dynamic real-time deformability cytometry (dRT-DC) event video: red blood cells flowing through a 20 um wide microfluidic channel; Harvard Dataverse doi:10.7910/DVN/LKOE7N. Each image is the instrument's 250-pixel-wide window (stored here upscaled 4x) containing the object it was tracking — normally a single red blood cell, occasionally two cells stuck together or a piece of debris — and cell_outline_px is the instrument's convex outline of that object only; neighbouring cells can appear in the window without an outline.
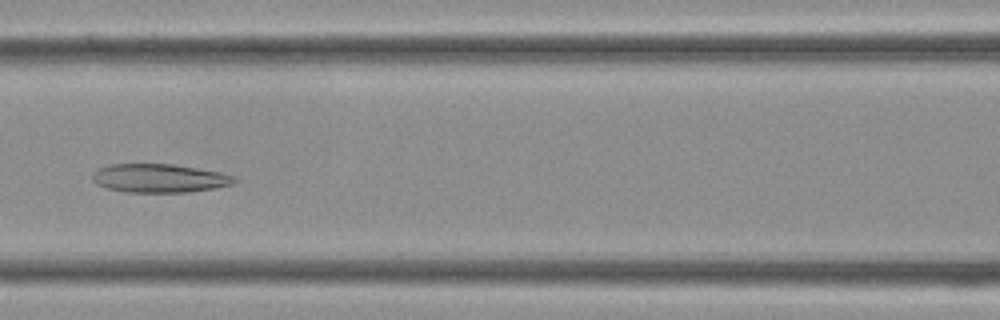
{"species": "Egyptian fruit bat (a non-hibernating species)", "species_latin": "Rousettus aegyptiacus", "temperature_condition": "cold", "stored_images_in_passage": 28, "camera_frame_rate_fps": 3000, "um_per_image_px": 0.085, "frame": {"image": 1, "passage_image": 8, "time_ms": 2.333, "image_size_px": [1000, 320], "cell_outline_px": [[236, 180], [232, 184], [216, 188], [188, 192], [124, 192], [108, 188], [96, 184], [92, 180], [92, 172], [108, 164], [172, 164], [220, 172], [236, 176]], "centroid_in_image_um": [13.53, 15.15], "position_along_channel_um": 153.1, "area_um2": 23.7}}
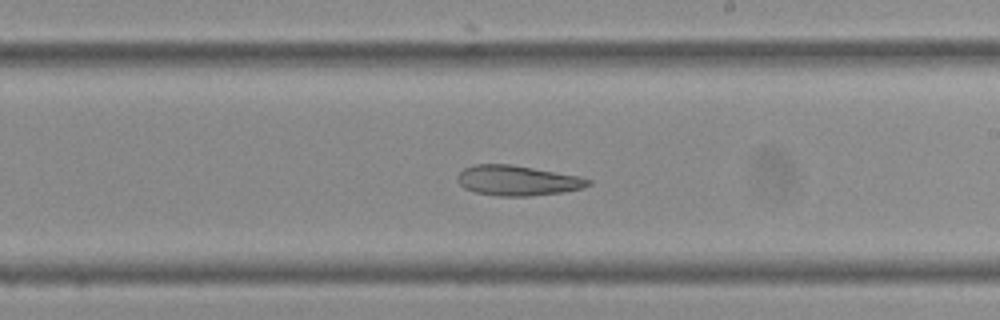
{"frame": {"image": 2, "passage_image": 13, "time_ms": 4.0, "image_size_px": [1000, 320], "cell_outline_px": [[592, 184], [584, 188], [564, 192], [528, 196], [500, 196], [476, 192], [464, 188], [460, 184], [456, 176], [464, 168], [476, 164], [512, 164], [580, 176], [592, 180]], "centroid_in_image_um": [44.03, 15.34], "position_along_channel_um": 245.0, "area_um2": 23.06}}
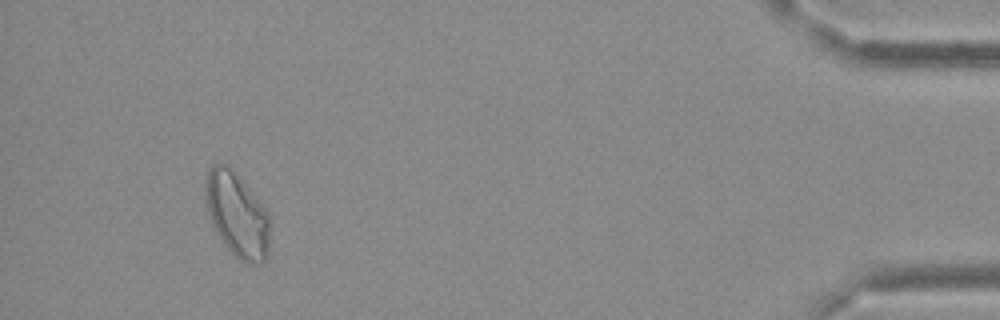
{"frame": {"image": 3, "passage_image": 26, "time_ms": 8.333, "image_size_px": [1000, 320], "cell_outline_px": [[272, 220], [268, 252], [264, 260], [260, 264], [244, 264], [224, 244], [216, 232], [212, 224], [208, 212], [208, 172], [212, 164], [220, 160], [260, 200], [268, 212]], "centroid_in_image_um": [20.23, 18.33], "position_along_channel_um": 415.0, "area_um2": 31.27}}